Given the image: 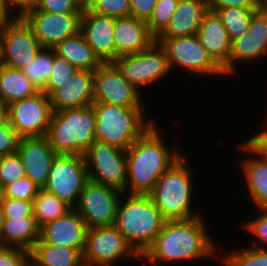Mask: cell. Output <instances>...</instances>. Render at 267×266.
<instances>
[{
    "label": "cell",
    "mask_w": 267,
    "mask_h": 266,
    "mask_svg": "<svg viewBox=\"0 0 267 266\" xmlns=\"http://www.w3.org/2000/svg\"><path fill=\"white\" fill-rule=\"evenodd\" d=\"M203 216L186 220H166L153 244L140 257L150 266L163 263L189 262L212 257L222 248H218L206 229Z\"/></svg>",
    "instance_id": "obj_1"
},
{
    "label": "cell",
    "mask_w": 267,
    "mask_h": 266,
    "mask_svg": "<svg viewBox=\"0 0 267 266\" xmlns=\"http://www.w3.org/2000/svg\"><path fill=\"white\" fill-rule=\"evenodd\" d=\"M156 124L126 150V194L148 195L156 181L182 156L180 150H171L167 146Z\"/></svg>",
    "instance_id": "obj_2"
},
{
    "label": "cell",
    "mask_w": 267,
    "mask_h": 266,
    "mask_svg": "<svg viewBox=\"0 0 267 266\" xmlns=\"http://www.w3.org/2000/svg\"><path fill=\"white\" fill-rule=\"evenodd\" d=\"M165 222L149 195L124 193L118 203L114 225L141 257L153 244Z\"/></svg>",
    "instance_id": "obj_3"
},
{
    "label": "cell",
    "mask_w": 267,
    "mask_h": 266,
    "mask_svg": "<svg viewBox=\"0 0 267 266\" xmlns=\"http://www.w3.org/2000/svg\"><path fill=\"white\" fill-rule=\"evenodd\" d=\"M184 154L156 181L148 194L166 220H186L201 216L194 212L193 171Z\"/></svg>",
    "instance_id": "obj_4"
},
{
    "label": "cell",
    "mask_w": 267,
    "mask_h": 266,
    "mask_svg": "<svg viewBox=\"0 0 267 266\" xmlns=\"http://www.w3.org/2000/svg\"><path fill=\"white\" fill-rule=\"evenodd\" d=\"M92 106L95 112V139L124 150L156 122L151 118L147 122L143 108L104 103H93Z\"/></svg>",
    "instance_id": "obj_5"
},
{
    "label": "cell",
    "mask_w": 267,
    "mask_h": 266,
    "mask_svg": "<svg viewBox=\"0 0 267 266\" xmlns=\"http://www.w3.org/2000/svg\"><path fill=\"white\" fill-rule=\"evenodd\" d=\"M46 138L57 154L83 156L95 140L93 106L54 111Z\"/></svg>",
    "instance_id": "obj_6"
},
{
    "label": "cell",
    "mask_w": 267,
    "mask_h": 266,
    "mask_svg": "<svg viewBox=\"0 0 267 266\" xmlns=\"http://www.w3.org/2000/svg\"><path fill=\"white\" fill-rule=\"evenodd\" d=\"M83 157L89 180L126 193V150L95 139Z\"/></svg>",
    "instance_id": "obj_7"
},
{
    "label": "cell",
    "mask_w": 267,
    "mask_h": 266,
    "mask_svg": "<svg viewBox=\"0 0 267 266\" xmlns=\"http://www.w3.org/2000/svg\"><path fill=\"white\" fill-rule=\"evenodd\" d=\"M167 54L170 71L179 67L200 76H225L223 69L212 59L195 35L156 38ZM207 74V75H206Z\"/></svg>",
    "instance_id": "obj_8"
},
{
    "label": "cell",
    "mask_w": 267,
    "mask_h": 266,
    "mask_svg": "<svg viewBox=\"0 0 267 266\" xmlns=\"http://www.w3.org/2000/svg\"><path fill=\"white\" fill-rule=\"evenodd\" d=\"M113 63L139 91L171 74L165 49L156 41L136 54L118 56Z\"/></svg>",
    "instance_id": "obj_9"
},
{
    "label": "cell",
    "mask_w": 267,
    "mask_h": 266,
    "mask_svg": "<svg viewBox=\"0 0 267 266\" xmlns=\"http://www.w3.org/2000/svg\"><path fill=\"white\" fill-rule=\"evenodd\" d=\"M88 181L89 176L83 156L57 154L52 161L44 189L73 208Z\"/></svg>",
    "instance_id": "obj_10"
},
{
    "label": "cell",
    "mask_w": 267,
    "mask_h": 266,
    "mask_svg": "<svg viewBox=\"0 0 267 266\" xmlns=\"http://www.w3.org/2000/svg\"><path fill=\"white\" fill-rule=\"evenodd\" d=\"M140 259L115 225L88 228L83 252L85 266H112L124 258Z\"/></svg>",
    "instance_id": "obj_11"
},
{
    "label": "cell",
    "mask_w": 267,
    "mask_h": 266,
    "mask_svg": "<svg viewBox=\"0 0 267 266\" xmlns=\"http://www.w3.org/2000/svg\"><path fill=\"white\" fill-rule=\"evenodd\" d=\"M53 112L50 98L43 91L6 106L7 121L19 137L46 136Z\"/></svg>",
    "instance_id": "obj_12"
},
{
    "label": "cell",
    "mask_w": 267,
    "mask_h": 266,
    "mask_svg": "<svg viewBox=\"0 0 267 266\" xmlns=\"http://www.w3.org/2000/svg\"><path fill=\"white\" fill-rule=\"evenodd\" d=\"M123 194L116 188L89 180L73 208L88 228L114 225L118 203Z\"/></svg>",
    "instance_id": "obj_13"
},
{
    "label": "cell",
    "mask_w": 267,
    "mask_h": 266,
    "mask_svg": "<svg viewBox=\"0 0 267 266\" xmlns=\"http://www.w3.org/2000/svg\"><path fill=\"white\" fill-rule=\"evenodd\" d=\"M43 47L26 22L17 16L0 33V60L2 65L22 70Z\"/></svg>",
    "instance_id": "obj_14"
},
{
    "label": "cell",
    "mask_w": 267,
    "mask_h": 266,
    "mask_svg": "<svg viewBox=\"0 0 267 266\" xmlns=\"http://www.w3.org/2000/svg\"><path fill=\"white\" fill-rule=\"evenodd\" d=\"M141 94L123 77L113 62L103 63L94 71V103L144 108Z\"/></svg>",
    "instance_id": "obj_15"
},
{
    "label": "cell",
    "mask_w": 267,
    "mask_h": 266,
    "mask_svg": "<svg viewBox=\"0 0 267 266\" xmlns=\"http://www.w3.org/2000/svg\"><path fill=\"white\" fill-rule=\"evenodd\" d=\"M82 13H62L40 11L35 7L25 10L20 17L32 29L43 48L53 49L65 38L80 31Z\"/></svg>",
    "instance_id": "obj_16"
},
{
    "label": "cell",
    "mask_w": 267,
    "mask_h": 266,
    "mask_svg": "<svg viewBox=\"0 0 267 266\" xmlns=\"http://www.w3.org/2000/svg\"><path fill=\"white\" fill-rule=\"evenodd\" d=\"M267 54V3L253 12L248 32L231 43L229 76L238 73L237 64L259 61Z\"/></svg>",
    "instance_id": "obj_17"
},
{
    "label": "cell",
    "mask_w": 267,
    "mask_h": 266,
    "mask_svg": "<svg viewBox=\"0 0 267 266\" xmlns=\"http://www.w3.org/2000/svg\"><path fill=\"white\" fill-rule=\"evenodd\" d=\"M25 168L26 176L40 188L48 181L56 151L46 136L20 137L16 151Z\"/></svg>",
    "instance_id": "obj_18"
},
{
    "label": "cell",
    "mask_w": 267,
    "mask_h": 266,
    "mask_svg": "<svg viewBox=\"0 0 267 266\" xmlns=\"http://www.w3.org/2000/svg\"><path fill=\"white\" fill-rule=\"evenodd\" d=\"M114 27L115 17L88 9L82 11L80 32L103 63L113 62L116 58Z\"/></svg>",
    "instance_id": "obj_19"
},
{
    "label": "cell",
    "mask_w": 267,
    "mask_h": 266,
    "mask_svg": "<svg viewBox=\"0 0 267 266\" xmlns=\"http://www.w3.org/2000/svg\"><path fill=\"white\" fill-rule=\"evenodd\" d=\"M88 227L72 208L65 215L41 227L40 238L47 244L84 252Z\"/></svg>",
    "instance_id": "obj_20"
},
{
    "label": "cell",
    "mask_w": 267,
    "mask_h": 266,
    "mask_svg": "<svg viewBox=\"0 0 267 266\" xmlns=\"http://www.w3.org/2000/svg\"><path fill=\"white\" fill-rule=\"evenodd\" d=\"M49 98L53 111L91 106L94 103V71L76 70Z\"/></svg>",
    "instance_id": "obj_21"
},
{
    "label": "cell",
    "mask_w": 267,
    "mask_h": 266,
    "mask_svg": "<svg viewBox=\"0 0 267 266\" xmlns=\"http://www.w3.org/2000/svg\"><path fill=\"white\" fill-rule=\"evenodd\" d=\"M196 36L212 59L223 69L225 77L229 76L231 41L216 12L208 10L204 14Z\"/></svg>",
    "instance_id": "obj_22"
},
{
    "label": "cell",
    "mask_w": 267,
    "mask_h": 266,
    "mask_svg": "<svg viewBox=\"0 0 267 266\" xmlns=\"http://www.w3.org/2000/svg\"><path fill=\"white\" fill-rule=\"evenodd\" d=\"M114 41L117 58L148 49L156 38L150 33L146 21L129 15L115 18Z\"/></svg>",
    "instance_id": "obj_23"
},
{
    "label": "cell",
    "mask_w": 267,
    "mask_h": 266,
    "mask_svg": "<svg viewBox=\"0 0 267 266\" xmlns=\"http://www.w3.org/2000/svg\"><path fill=\"white\" fill-rule=\"evenodd\" d=\"M207 11L206 0H179L169 25L157 38L195 35Z\"/></svg>",
    "instance_id": "obj_24"
},
{
    "label": "cell",
    "mask_w": 267,
    "mask_h": 266,
    "mask_svg": "<svg viewBox=\"0 0 267 266\" xmlns=\"http://www.w3.org/2000/svg\"><path fill=\"white\" fill-rule=\"evenodd\" d=\"M239 146L241 152L252 156L244 158L240 163L247 182V193L258 210L267 209V160L256 154L245 142Z\"/></svg>",
    "instance_id": "obj_25"
},
{
    "label": "cell",
    "mask_w": 267,
    "mask_h": 266,
    "mask_svg": "<svg viewBox=\"0 0 267 266\" xmlns=\"http://www.w3.org/2000/svg\"><path fill=\"white\" fill-rule=\"evenodd\" d=\"M40 230L35 217L5 219L0 235V246L31 251L40 240Z\"/></svg>",
    "instance_id": "obj_26"
},
{
    "label": "cell",
    "mask_w": 267,
    "mask_h": 266,
    "mask_svg": "<svg viewBox=\"0 0 267 266\" xmlns=\"http://www.w3.org/2000/svg\"><path fill=\"white\" fill-rule=\"evenodd\" d=\"M53 49L58 56L65 58L77 70L95 71L103 64L80 31L74 36L65 38Z\"/></svg>",
    "instance_id": "obj_27"
},
{
    "label": "cell",
    "mask_w": 267,
    "mask_h": 266,
    "mask_svg": "<svg viewBox=\"0 0 267 266\" xmlns=\"http://www.w3.org/2000/svg\"><path fill=\"white\" fill-rule=\"evenodd\" d=\"M30 254L31 266H85L80 250L47 244L41 238Z\"/></svg>",
    "instance_id": "obj_28"
},
{
    "label": "cell",
    "mask_w": 267,
    "mask_h": 266,
    "mask_svg": "<svg viewBox=\"0 0 267 266\" xmlns=\"http://www.w3.org/2000/svg\"><path fill=\"white\" fill-rule=\"evenodd\" d=\"M39 91L22 70L2 65L0 69V100L6 106L12 102L31 97Z\"/></svg>",
    "instance_id": "obj_29"
},
{
    "label": "cell",
    "mask_w": 267,
    "mask_h": 266,
    "mask_svg": "<svg viewBox=\"0 0 267 266\" xmlns=\"http://www.w3.org/2000/svg\"><path fill=\"white\" fill-rule=\"evenodd\" d=\"M71 209L69 204L44 188H40L33 200V216L40 228L46 223L62 217Z\"/></svg>",
    "instance_id": "obj_30"
},
{
    "label": "cell",
    "mask_w": 267,
    "mask_h": 266,
    "mask_svg": "<svg viewBox=\"0 0 267 266\" xmlns=\"http://www.w3.org/2000/svg\"><path fill=\"white\" fill-rule=\"evenodd\" d=\"M257 9L227 7L215 11L226 28L231 43L248 32L251 16Z\"/></svg>",
    "instance_id": "obj_31"
},
{
    "label": "cell",
    "mask_w": 267,
    "mask_h": 266,
    "mask_svg": "<svg viewBox=\"0 0 267 266\" xmlns=\"http://www.w3.org/2000/svg\"><path fill=\"white\" fill-rule=\"evenodd\" d=\"M54 49L42 48L37 56L22 69L25 76L41 91L51 75Z\"/></svg>",
    "instance_id": "obj_32"
},
{
    "label": "cell",
    "mask_w": 267,
    "mask_h": 266,
    "mask_svg": "<svg viewBox=\"0 0 267 266\" xmlns=\"http://www.w3.org/2000/svg\"><path fill=\"white\" fill-rule=\"evenodd\" d=\"M224 266H267V249L252 247L233 248L229 254H221Z\"/></svg>",
    "instance_id": "obj_33"
},
{
    "label": "cell",
    "mask_w": 267,
    "mask_h": 266,
    "mask_svg": "<svg viewBox=\"0 0 267 266\" xmlns=\"http://www.w3.org/2000/svg\"><path fill=\"white\" fill-rule=\"evenodd\" d=\"M179 0H158L146 21L150 33L157 38L169 25Z\"/></svg>",
    "instance_id": "obj_34"
},
{
    "label": "cell",
    "mask_w": 267,
    "mask_h": 266,
    "mask_svg": "<svg viewBox=\"0 0 267 266\" xmlns=\"http://www.w3.org/2000/svg\"><path fill=\"white\" fill-rule=\"evenodd\" d=\"M76 70L65 58L58 56L54 51L53 69L45 87L41 91L50 96L56 89L62 87Z\"/></svg>",
    "instance_id": "obj_35"
},
{
    "label": "cell",
    "mask_w": 267,
    "mask_h": 266,
    "mask_svg": "<svg viewBox=\"0 0 267 266\" xmlns=\"http://www.w3.org/2000/svg\"><path fill=\"white\" fill-rule=\"evenodd\" d=\"M25 176V168L17 152L2 157L0 162V185L2 189Z\"/></svg>",
    "instance_id": "obj_36"
},
{
    "label": "cell",
    "mask_w": 267,
    "mask_h": 266,
    "mask_svg": "<svg viewBox=\"0 0 267 266\" xmlns=\"http://www.w3.org/2000/svg\"><path fill=\"white\" fill-rule=\"evenodd\" d=\"M40 187L25 176L3 188V197L17 200L33 201Z\"/></svg>",
    "instance_id": "obj_37"
},
{
    "label": "cell",
    "mask_w": 267,
    "mask_h": 266,
    "mask_svg": "<svg viewBox=\"0 0 267 266\" xmlns=\"http://www.w3.org/2000/svg\"><path fill=\"white\" fill-rule=\"evenodd\" d=\"M88 10L111 17H125L130 15L129 0H93Z\"/></svg>",
    "instance_id": "obj_38"
},
{
    "label": "cell",
    "mask_w": 267,
    "mask_h": 266,
    "mask_svg": "<svg viewBox=\"0 0 267 266\" xmlns=\"http://www.w3.org/2000/svg\"><path fill=\"white\" fill-rule=\"evenodd\" d=\"M260 213L258 217H256L254 220L246 221V223H243L241 228L245 229L248 234L255 236L256 239L259 241V244L256 246V244H252L253 246H250L252 248H258V249H267V209H260Z\"/></svg>",
    "instance_id": "obj_39"
},
{
    "label": "cell",
    "mask_w": 267,
    "mask_h": 266,
    "mask_svg": "<svg viewBox=\"0 0 267 266\" xmlns=\"http://www.w3.org/2000/svg\"><path fill=\"white\" fill-rule=\"evenodd\" d=\"M0 206L5 219L25 218L33 216V201L2 198Z\"/></svg>",
    "instance_id": "obj_40"
},
{
    "label": "cell",
    "mask_w": 267,
    "mask_h": 266,
    "mask_svg": "<svg viewBox=\"0 0 267 266\" xmlns=\"http://www.w3.org/2000/svg\"><path fill=\"white\" fill-rule=\"evenodd\" d=\"M0 266H31L30 251L0 246Z\"/></svg>",
    "instance_id": "obj_41"
},
{
    "label": "cell",
    "mask_w": 267,
    "mask_h": 266,
    "mask_svg": "<svg viewBox=\"0 0 267 266\" xmlns=\"http://www.w3.org/2000/svg\"><path fill=\"white\" fill-rule=\"evenodd\" d=\"M34 7L54 14L82 13L73 0H36Z\"/></svg>",
    "instance_id": "obj_42"
},
{
    "label": "cell",
    "mask_w": 267,
    "mask_h": 266,
    "mask_svg": "<svg viewBox=\"0 0 267 266\" xmlns=\"http://www.w3.org/2000/svg\"><path fill=\"white\" fill-rule=\"evenodd\" d=\"M19 136L7 119L0 124V155L6 156L17 151Z\"/></svg>",
    "instance_id": "obj_43"
},
{
    "label": "cell",
    "mask_w": 267,
    "mask_h": 266,
    "mask_svg": "<svg viewBox=\"0 0 267 266\" xmlns=\"http://www.w3.org/2000/svg\"><path fill=\"white\" fill-rule=\"evenodd\" d=\"M207 8L216 11L220 8L238 7V8H259L262 0H206Z\"/></svg>",
    "instance_id": "obj_44"
},
{
    "label": "cell",
    "mask_w": 267,
    "mask_h": 266,
    "mask_svg": "<svg viewBox=\"0 0 267 266\" xmlns=\"http://www.w3.org/2000/svg\"><path fill=\"white\" fill-rule=\"evenodd\" d=\"M267 118V115H266ZM263 122V129L258 133H255L251 138L245 141V143L261 158L267 160V119Z\"/></svg>",
    "instance_id": "obj_45"
},
{
    "label": "cell",
    "mask_w": 267,
    "mask_h": 266,
    "mask_svg": "<svg viewBox=\"0 0 267 266\" xmlns=\"http://www.w3.org/2000/svg\"><path fill=\"white\" fill-rule=\"evenodd\" d=\"M158 0H129L130 15L147 21Z\"/></svg>",
    "instance_id": "obj_46"
},
{
    "label": "cell",
    "mask_w": 267,
    "mask_h": 266,
    "mask_svg": "<svg viewBox=\"0 0 267 266\" xmlns=\"http://www.w3.org/2000/svg\"><path fill=\"white\" fill-rule=\"evenodd\" d=\"M11 10L20 16L25 10L34 7L36 0H4Z\"/></svg>",
    "instance_id": "obj_47"
},
{
    "label": "cell",
    "mask_w": 267,
    "mask_h": 266,
    "mask_svg": "<svg viewBox=\"0 0 267 266\" xmlns=\"http://www.w3.org/2000/svg\"><path fill=\"white\" fill-rule=\"evenodd\" d=\"M16 17L17 15H15L4 0H0V28L2 29L6 24L11 23Z\"/></svg>",
    "instance_id": "obj_48"
},
{
    "label": "cell",
    "mask_w": 267,
    "mask_h": 266,
    "mask_svg": "<svg viewBox=\"0 0 267 266\" xmlns=\"http://www.w3.org/2000/svg\"><path fill=\"white\" fill-rule=\"evenodd\" d=\"M92 1L93 0H73L81 11L89 9Z\"/></svg>",
    "instance_id": "obj_49"
},
{
    "label": "cell",
    "mask_w": 267,
    "mask_h": 266,
    "mask_svg": "<svg viewBox=\"0 0 267 266\" xmlns=\"http://www.w3.org/2000/svg\"><path fill=\"white\" fill-rule=\"evenodd\" d=\"M7 119L6 105L0 100V124Z\"/></svg>",
    "instance_id": "obj_50"
},
{
    "label": "cell",
    "mask_w": 267,
    "mask_h": 266,
    "mask_svg": "<svg viewBox=\"0 0 267 266\" xmlns=\"http://www.w3.org/2000/svg\"><path fill=\"white\" fill-rule=\"evenodd\" d=\"M4 221H5V216L3 214V210H2V208L0 206V235H1V230H2V227H3Z\"/></svg>",
    "instance_id": "obj_51"
},
{
    "label": "cell",
    "mask_w": 267,
    "mask_h": 266,
    "mask_svg": "<svg viewBox=\"0 0 267 266\" xmlns=\"http://www.w3.org/2000/svg\"><path fill=\"white\" fill-rule=\"evenodd\" d=\"M2 198H3V189L0 185V202L2 201Z\"/></svg>",
    "instance_id": "obj_52"
}]
</instances>
